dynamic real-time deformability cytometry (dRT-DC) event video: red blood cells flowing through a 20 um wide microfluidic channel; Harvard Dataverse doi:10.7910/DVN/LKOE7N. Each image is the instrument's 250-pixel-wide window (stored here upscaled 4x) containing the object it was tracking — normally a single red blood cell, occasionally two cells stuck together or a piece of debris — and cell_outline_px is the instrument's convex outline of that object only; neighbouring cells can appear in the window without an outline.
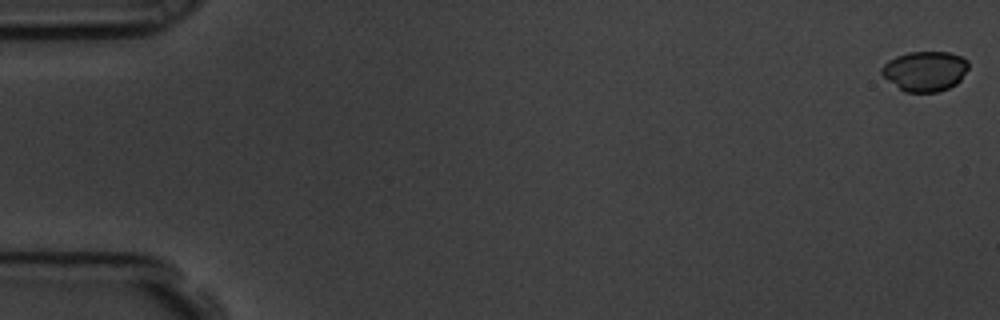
{"species": "common noctule bat (a hibernating species)", "species_latin": "Nyctalus noctula", "temperature_condition": "room temperature", "stored_images_in_passage": 12, "camera_frame_rate_fps": 3000, "um_per_image_px": 0.085, "animal": {"sex": "male", "body_mass_g": 19.5, "forearm_length_mm": 54.6}, "frame": {"image": 1, "passage_image": 1, "time_ms": 0.0, "image_size_px": [1000, 320], "cell_outline_px": [[968, 68], [960, 80], [956, 84], [948, 88], [936, 92], [904, 92], [888, 80], [880, 72], [880, 68], [888, 60], [896, 56], [908, 52], [948, 52], [960, 56], [968, 60]], "centroid_in_image_um": [78.61, 6.04], "position_along_channel_um": 6.4, "area_um2": 20.23}}